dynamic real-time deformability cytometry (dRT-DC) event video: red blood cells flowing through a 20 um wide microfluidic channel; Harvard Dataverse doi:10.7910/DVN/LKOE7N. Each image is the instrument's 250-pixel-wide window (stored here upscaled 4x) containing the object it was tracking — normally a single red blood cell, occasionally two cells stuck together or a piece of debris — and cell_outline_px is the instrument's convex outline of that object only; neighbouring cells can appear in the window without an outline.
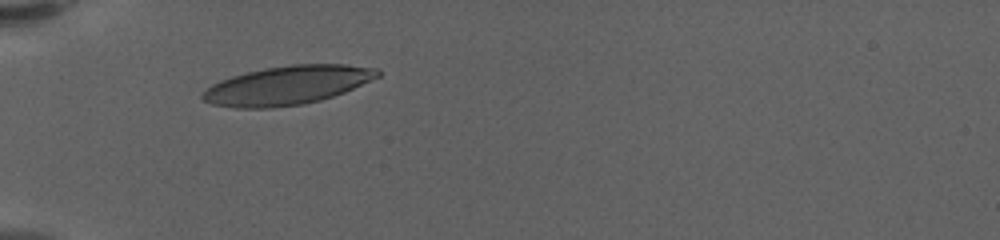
{"species": "human", "species_latin": "Homo sapiens", "temperature_condition": "warm", "stored_images_in_passage": 33, "camera_frame_rate_fps": 3000, "um_per_image_px": 0.085, "donor": {"sex": "female"}, "frame": {"image": 1, "passage_image": 1, "time_ms": 0.0, "image_size_px": [1000, 240], "cell_outline_px": [[380, 76], [344, 92], [320, 100], [304, 104], [272, 108], [236, 108], [212, 104], [204, 100], [200, 96], [212, 84], [220, 80], [232, 76], [264, 68], [292, 64], [344, 64], [380, 68]], "centroid_in_image_um": [24.44, 7.24], "position_along_channel_um": 60.6, "area_um2": 39.48}}
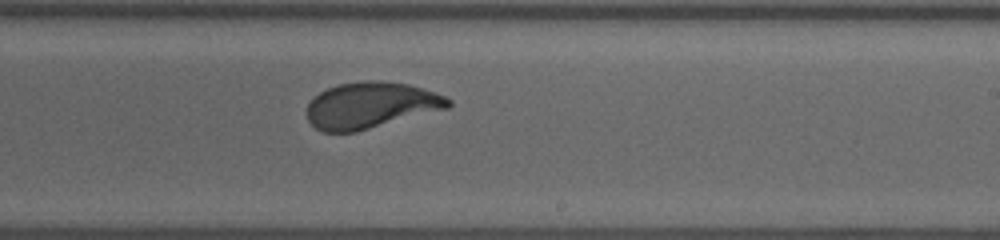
{"frame": {"image": 2, "passage_image": 19, "time_ms": 6.0, "image_size_px": [1000, 240], "cell_outline_px": [[452, 104], [448, 108], [356, 132], [324, 132], [316, 128], [308, 120], [308, 104], [320, 92], [328, 88], [340, 84], [368, 80], [384, 80], [408, 84], [436, 92], [452, 100]], "centroid_in_image_um": [31.55, 8.94], "position_along_channel_um": 257.5, "area_um2": 37.92}}
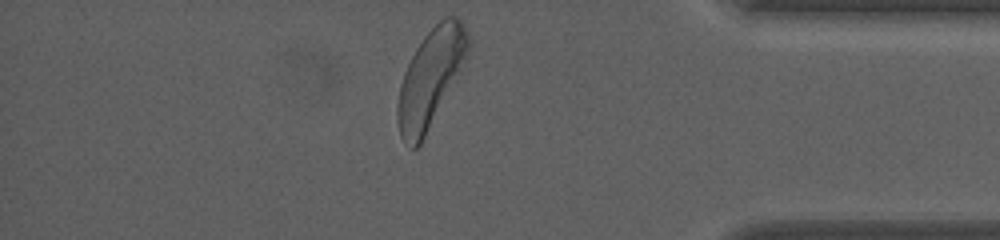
{"frame": {"image": 3, "passage_image": 33, "time_ms": 10.667, "image_size_px": [1000, 240], "cell_outline_px": [[472, 44], [460, 72], [420, 144], [416, 148], [412, 148], [404, 144], [400, 136], [396, 120], [396, 104], [400, 84], [404, 72], [416, 48], [424, 36], [444, 16], [456, 16], [460, 20]], "centroid_in_image_um": [36.58, 6.65], "position_along_channel_um": 398.6, "area_um2": 39.88}, "authors_computed_cell_mechanics": {"area_um2": 38.3792, "velocity_mm_per_s": 3.4871, "shape_relaxation_time_tau1_ms": 3.5614, "shape_relaxation_time_tau2_ms": null, "deformation_change_tau1": 0.1951, "deformation_change_tau2": null}}